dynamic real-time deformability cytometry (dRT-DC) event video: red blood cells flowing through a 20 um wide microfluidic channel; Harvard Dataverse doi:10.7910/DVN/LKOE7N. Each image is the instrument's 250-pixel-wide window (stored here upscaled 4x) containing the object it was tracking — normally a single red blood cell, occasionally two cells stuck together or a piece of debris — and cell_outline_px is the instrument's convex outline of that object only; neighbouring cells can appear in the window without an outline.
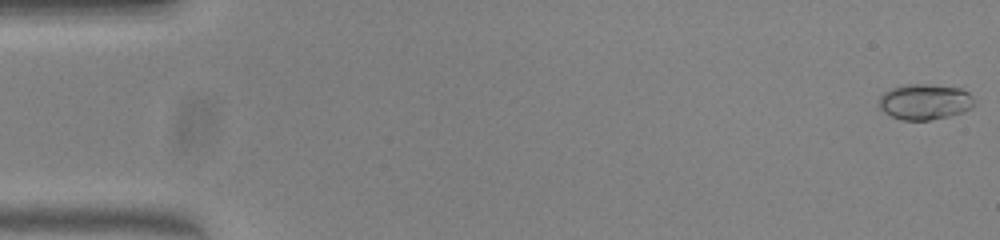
{"species": "common noctule bat (a hibernating species)", "species_latin": "Nyctalus noctula", "temperature_condition": "warm", "stored_images_in_passage": 52, "camera_frame_rate_fps": 3000, "um_per_image_px": 0.085, "animal": {"sex": "female", "body_mass_g": 23.0, "forearm_length_mm": 53.4}, "frame": {"image": 1, "passage_image": 1, "time_ms": 0.0, "image_size_px": [1000, 240], "cell_outline_px": [[972, 108], [964, 112], [948, 116], [928, 120], [904, 120], [892, 116], [884, 112], [880, 108], [880, 96], [884, 92], [892, 88], [904, 84], [928, 84], [960, 88], [968, 92], [972, 96]], "centroid_in_image_um": [78.6, 8.64], "position_along_channel_um": 6.4, "area_um2": 19.65}}
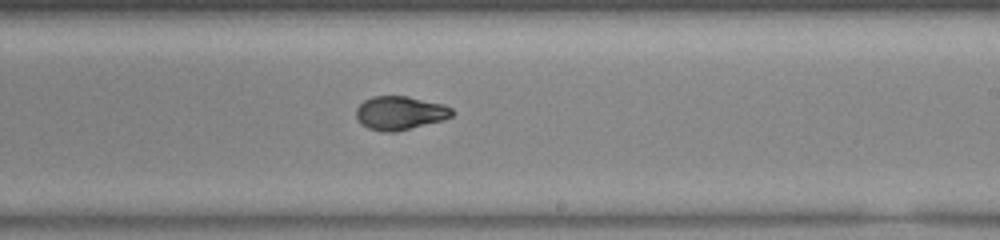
{"frame": {"image": 2, "passage_image": 31, "time_ms": 10.0, "image_size_px": [1000, 240], "cell_outline_px": [[452, 116], [444, 120], [396, 132], [384, 132], [368, 128], [360, 124], [356, 116], [356, 108], [364, 100], [372, 96], [408, 96], [444, 104], [452, 108]], "centroid_in_image_um": [33.99, 9.6], "position_along_channel_um": 255.0, "area_um2": 18.96}}
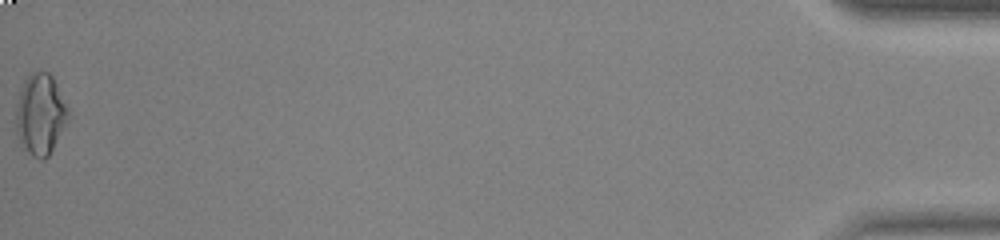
{"frame": {"image": 3, "passage_image": 52, "time_ms": 17.0, "image_size_px": [1000, 240], "cell_outline_px": [[68, 120], [48, 156], [44, 160], [40, 160], [32, 156], [20, 148], [16, 128], [16, 104], [20, 88], [24, 80], [32, 72], [48, 72], [52, 76], [68, 108]], "centroid_in_image_um": [3.39, 9.75], "position_along_channel_um": 431.8, "area_um2": 24.74}, "authors_computed_cell_mechanics": {"area_um2": 19.0162, "velocity_mm_per_s": 4.0038, "shape_relaxation_time_tau1_ms": null, "shape_relaxation_time_tau2_ms": 1.1363, "deformation_change_tau1": null, "deformation_change_tau2": 0.0392}}